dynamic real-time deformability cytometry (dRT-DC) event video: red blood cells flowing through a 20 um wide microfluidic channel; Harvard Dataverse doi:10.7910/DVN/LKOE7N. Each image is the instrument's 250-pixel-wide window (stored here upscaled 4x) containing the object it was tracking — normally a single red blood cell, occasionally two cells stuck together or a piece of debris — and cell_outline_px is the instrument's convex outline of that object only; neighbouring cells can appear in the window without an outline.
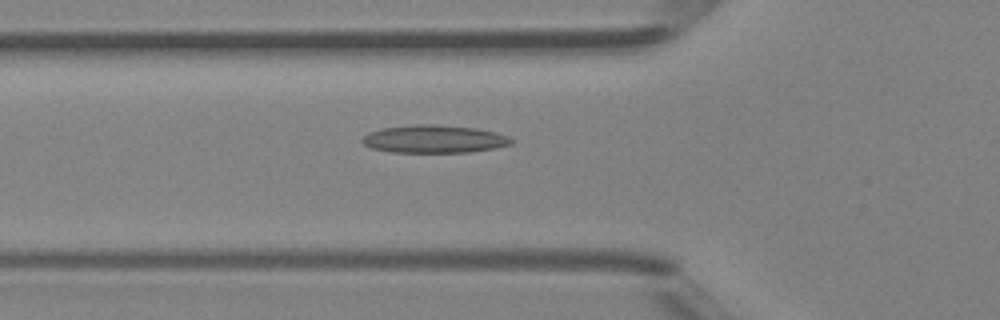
{"species": "Egyptian fruit bat (a non-hibernating species)", "species_latin": "Rousettus aegyptiacus", "temperature_condition": "room temperature", "stored_images_in_passage": 33, "segment_of_instrument_passage": [1, 2], "camera_frame_rate_fps": 3000, "um_per_image_px": 0.085, "animal": {"sex": "female"}, "frame": {"image": 1, "passage_image": 2, "time_ms": 0.333, "image_size_px": [1000, 320], "cell_outline_px": [[512, 144], [496, 148], [468, 152], [392, 152], [372, 148], [364, 144], [360, 140], [368, 132], [380, 128], [416, 124], [432, 124], [476, 128], [496, 132], [508, 136], [512, 140]], "centroid_in_image_um": [36.89, 11.81], "position_along_channel_um": 88.9, "area_um2": 24.22}}
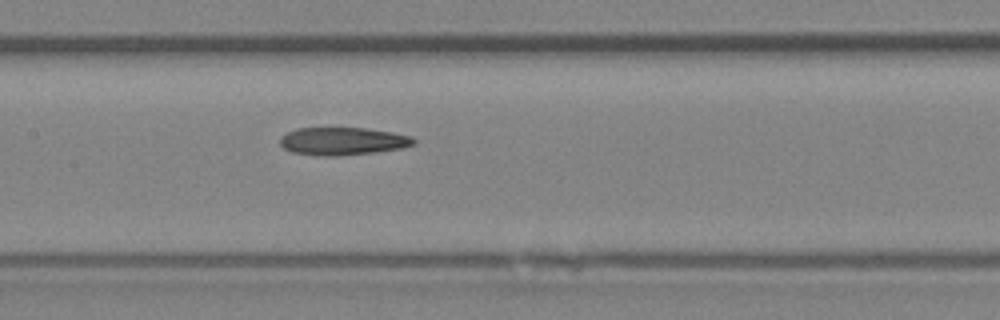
{"frame": {"image": 2, "passage_image": 8, "time_ms": 2.333, "image_size_px": [1000, 320], "cell_outline_px": [[416, 144], [400, 148], [372, 152], [336, 156], [320, 156], [292, 152], [284, 148], [280, 144], [280, 136], [296, 128], [364, 128], [392, 132], [412, 136], [416, 140]], "centroid_in_image_um": [29.12, 11.99], "position_along_channel_um": 178.3, "area_um2": 21.56}}
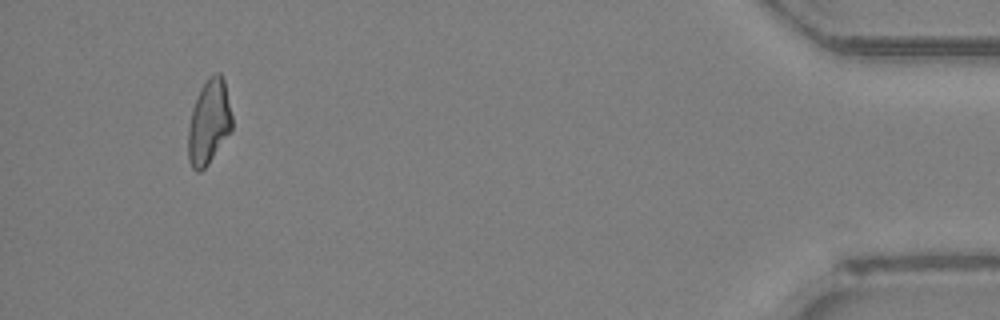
{"frame": {"image": 3, "passage_image": 29, "time_ms": 9.333, "image_size_px": [1000, 320], "cell_outline_px": [[232, 128], [208, 164], [200, 172], [196, 172], [192, 168], [188, 160], [188, 128], [192, 108], [200, 88], [216, 72], [220, 72], [224, 80], [232, 116]], "centroid_in_image_um": [17.74, 10.4], "position_along_channel_um": 417.5, "area_um2": 21.39}}